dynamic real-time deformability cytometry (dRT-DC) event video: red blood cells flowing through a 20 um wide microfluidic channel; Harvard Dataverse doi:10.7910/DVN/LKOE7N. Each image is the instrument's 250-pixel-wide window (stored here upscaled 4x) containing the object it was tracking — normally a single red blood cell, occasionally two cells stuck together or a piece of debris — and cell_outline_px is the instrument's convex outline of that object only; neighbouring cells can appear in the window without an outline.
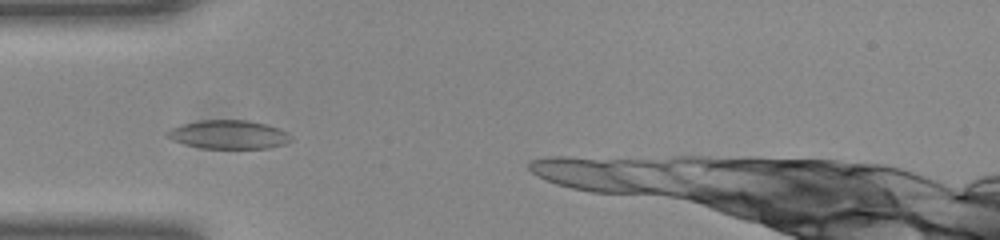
{"species": "common noctule bat (a hibernating species)", "species_latin": "Nyctalus noctula", "temperature_condition": "room temperature", "stored_images_in_passage": 30, "camera_frame_rate_fps": 3000, "um_per_image_px": 0.085, "animal": {"sex": "female", "body_mass_g": 23.0, "forearm_length_mm": 53.4}, "frame": {"image": 1, "passage_image": 3, "time_ms": 0.667, "image_size_px": [1000, 240], "cell_outline_px": [[292, 140], [284, 144], [268, 148], [200, 148], [184, 144], [172, 140], [164, 132], [180, 124], [200, 120], [248, 120], [264, 124], [276, 128], [284, 132]], "centroid_in_image_um": [19.36, 11.44], "position_along_channel_um": 65.6, "area_um2": 20.4}}
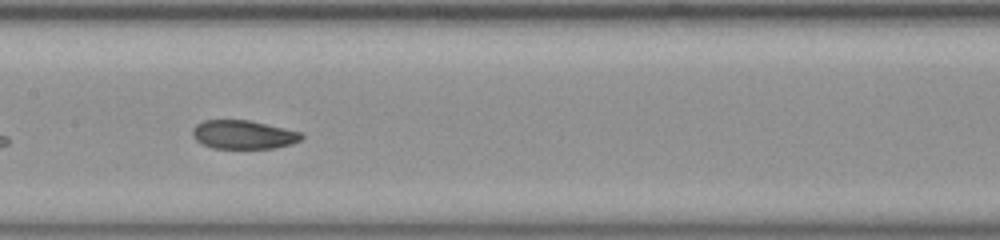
{"frame": {"image": 2, "passage_image": 12, "time_ms": 3.667, "image_size_px": [1000, 240], "cell_outline_px": [[304, 136], [300, 140], [292, 144], [276, 148], [212, 148], [196, 140], [192, 132], [192, 128], [196, 124], [204, 120], [248, 120], [304, 132]], "centroid_in_image_um": [20.72, 11.44], "position_along_channel_um": 186.7, "area_um2": 18.26}}
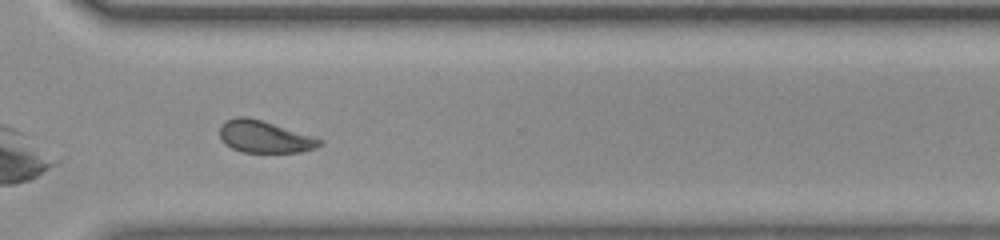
{"frame": {"image": 3, "passage_image": 24, "time_ms": 7.667, "image_size_px": [1000, 240], "cell_outline_px": [[324, 144], [316, 148], [300, 152], [244, 152], [232, 148], [220, 136], [220, 128], [224, 120], [236, 116], [244, 116], [260, 120], [312, 136], [324, 140]], "centroid_in_image_um": [22.51, 11.62], "position_along_channel_um": 348.1, "area_um2": 18.38}}